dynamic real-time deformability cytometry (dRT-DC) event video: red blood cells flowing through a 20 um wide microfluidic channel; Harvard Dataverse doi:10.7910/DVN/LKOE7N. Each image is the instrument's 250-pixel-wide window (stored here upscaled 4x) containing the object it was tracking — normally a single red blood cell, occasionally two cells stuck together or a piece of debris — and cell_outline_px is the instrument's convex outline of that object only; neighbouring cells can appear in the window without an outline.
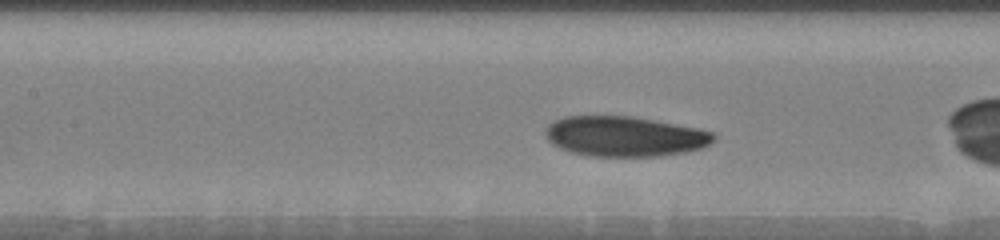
{"species": "human", "species_latin": "Homo sapiens", "temperature_condition": "warm", "stored_images_in_passage": 34, "camera_frame_rate_fps": 3000, "um_per_image_px": 0.085, "donor": {"sex": "male"}, "frame": {"image": 1, "passage_image": 10, "time_ms": 3.0, "image_size_px": [1000, 240], "cell_outline_px": [[716, 140], [700, 148], [684, 152], [656, 156], [588, 156], [568, 152], [552, 144], [544, 136], [544, 128], [552, 120], [564, 116], [632, 116], [696, 128], [712, 132], [716, 136]], "centroid_in_image_um": [53.01, 11.59], "position_along_channel_um": 154.4, "area_um2": 39.54}}